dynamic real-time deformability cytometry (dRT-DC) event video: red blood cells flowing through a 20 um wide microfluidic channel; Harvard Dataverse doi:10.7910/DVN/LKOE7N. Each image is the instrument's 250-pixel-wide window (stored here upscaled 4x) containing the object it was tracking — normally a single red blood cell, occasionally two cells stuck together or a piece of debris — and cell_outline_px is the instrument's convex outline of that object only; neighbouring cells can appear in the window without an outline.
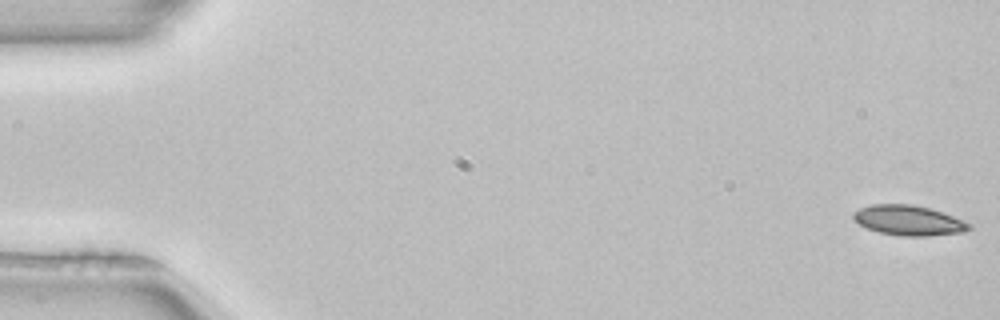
{"species": "common noctule bat (a hibernating species)", "species_latin": "Nyctalus noctula", "temperature_condition": "room temperature", "stored_images_in_passage": 52, "camera_frame_rate_fps": 3000, "um_per_image_px": 0.085, "animal": {"sex": "female", "body_mass_g": 22.7, "forearm_length_mm": 54.2}, "frame": {"image": 1, "passage_image": 1, "time_ms": 0.0, "image_size_px": [1000, 320], "cell_outline_px": [[972, 228], [964, 232], [928, 236], [900, 236], [880, 232], [868, 228], [860, 224], [852, 216], [852, 212], [860, 208], [872, 204], [912, 204], [932, 208], [972, 224]], "centroid_in_image_um": [77.26, 18.73], "position_along_channel_um": 7.7, "area_um2": 20.29}}
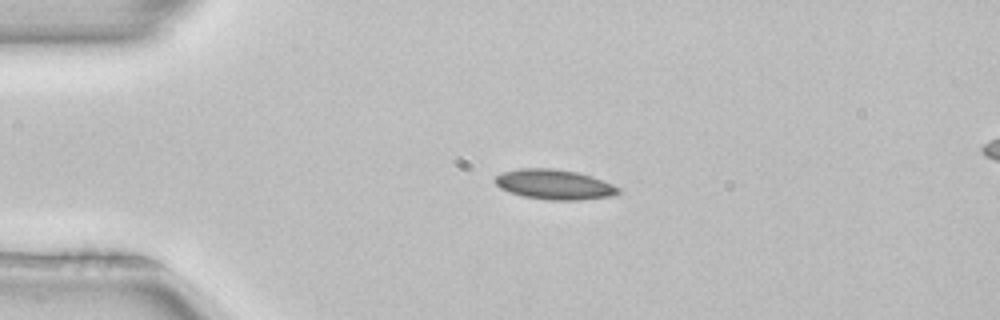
{"frame": {"image": 2, "passage_image": 12, "time_ms": 3.667, "image_size_px": [1000, 320], "cell_outline_px": [[620, 192], [612, 196], [580, 200], [552, 200], [524, 196], [508, 192], [500, 188], [496, 184], [496, 176], [504, 172], [520, 168], [556, 168], [576, 172], [592, 176], [604, 180], [620, 188]], "centroid_in_image_um": [47.15, 15.68], "position_along_channel_um": 37.9, "area_um2": 21.5}}
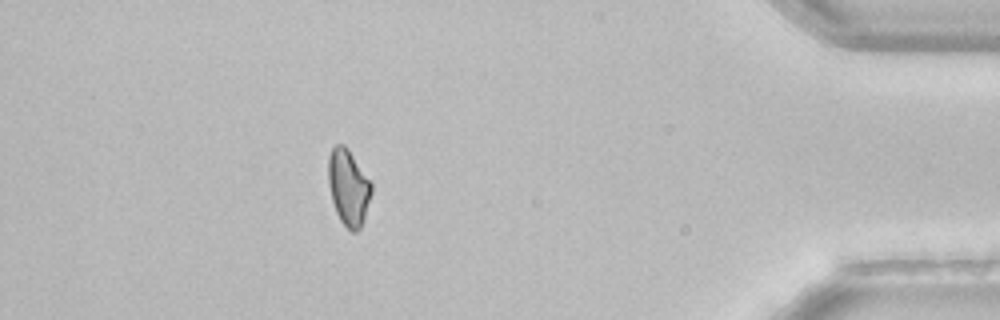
{"frame": {"image": 3, "passage_image": 46, "time_ms": 15.0, "image_size_px": [1000, 320], "cell_outline_px": [[372, 192], [364, 220], [360, 228], [356, 232], [352, 232], [340, 220], [336, 212], [332, 200], [328, 184], [328, 156], [332, 148], [336, 144], [344, 144], [348, 148], [372, 184]], "centroid_in_image_um": [29.61, 15.92], "position_along_channel_um": 405.6, "area_um2": 19.13}, "authors_computed_cell_mechanics": {"area_um2": 20.3745, "velocity_mm_per_s": 3.9858, "shape_relaxation_time_tau1_ms": 7.9582, "shape_relaxation_time_tau2_ms": null, "deformation_change_tau1": 0.1097, "deformation_change_tau2": null}}